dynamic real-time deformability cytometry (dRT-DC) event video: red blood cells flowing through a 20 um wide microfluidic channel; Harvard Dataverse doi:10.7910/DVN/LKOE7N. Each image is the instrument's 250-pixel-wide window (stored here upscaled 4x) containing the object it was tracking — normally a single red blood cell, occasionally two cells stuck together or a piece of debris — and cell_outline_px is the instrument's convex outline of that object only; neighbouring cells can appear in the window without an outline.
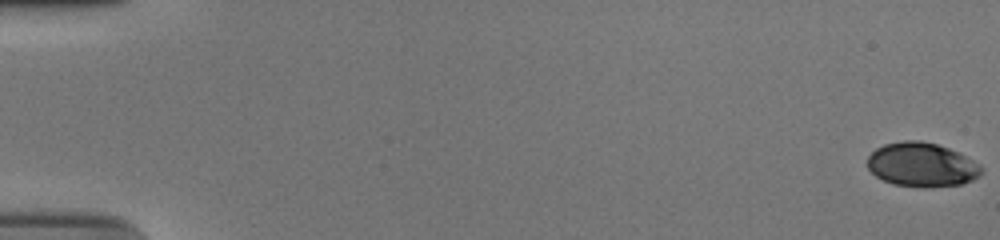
{"species": "human", "species_latin": "Homo sapiens", "temperature_condition": "cold", "stored_images_in_passage": 56, "camera_frame_rate_fps": 3000, "um_per_image_px": 0.085, "donor": {"sex": "male"}, "frame": {"image": 1, "passage_image": 1, "time_ms": 0.0, "image_size_px": [1000, 240], "cell_outline_px": [[984, 172], [980, 176], [972, 180], [960, 184], [928, 188], [920, 188], [892, 184], [876, 176], [868, 168], [868, 156], [876, 148], [884, 144], [904, 140], [920, 140], [936, 144], [948, 148], [980, 164], [984, 168]], "centroid_in_image_um": [78.36, 14.02], "position_along_channel_um": 6.6, "area_um2": 29.48}}
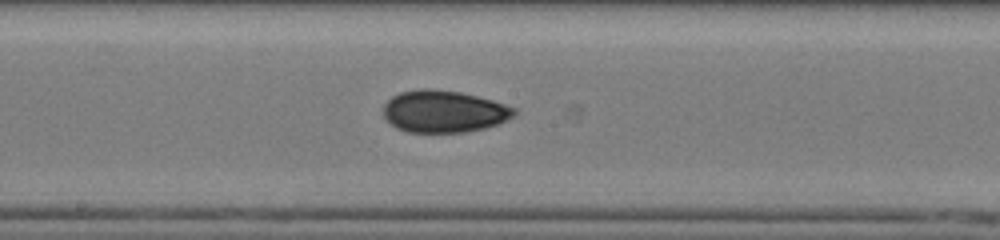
{"frame": {"image": 2, "passage_image": 32, "time_ms": 10.333, "image_size_px": [1000, 240], "cell_outline_px": [[516, 116], [500, 124], [484, 128], [464, 132], [408, 132], [396, 128], [380, 112], [384, 104], [392, 96], [400, 92], [424, 88], [432, 88], [460, 92], [492, 100], [516, 108]], "centroid_in_image_um": [37.73, 9.47], "position_along_channel_um": 210.5, "area_um2": 32.31}}
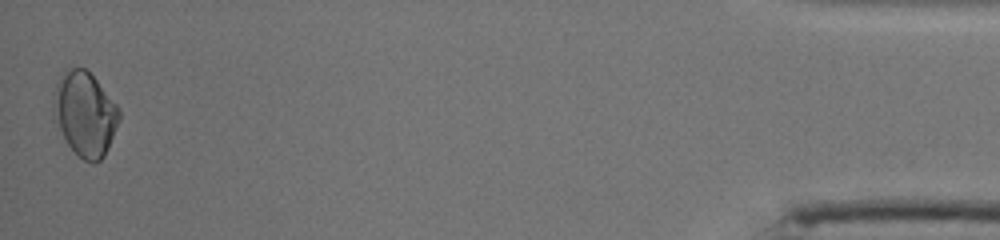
{"frame": {"image": 3, "passage_image": 56, "time_ms": 18.333, "image_size_px": [1000, 240], "cell_outline_px": [[120, 120], [108, 148], [104, 156], [96, 164], [92, 164], [84, 160], [68, 144], [52, 112], [52, 104], [56, 80], [64, 68], [84, 68], [96, 80], [120, 108]], "centroid_in_image_um": [7.21, 9.66], "position_along_channel_um": 428.0, "area_um2": 32.25}, "authors_computed_cell_mechanics": {"area_um2": 30.6918, "velocity_mm_per_s": 3.7538, "shape_relaxation_time_tau1_ms": null, "shape_relaxation_time_tau2_ms": 2.5311, "deformation_change_tau1": null, "deformation_change_tau2": 0.0507}}